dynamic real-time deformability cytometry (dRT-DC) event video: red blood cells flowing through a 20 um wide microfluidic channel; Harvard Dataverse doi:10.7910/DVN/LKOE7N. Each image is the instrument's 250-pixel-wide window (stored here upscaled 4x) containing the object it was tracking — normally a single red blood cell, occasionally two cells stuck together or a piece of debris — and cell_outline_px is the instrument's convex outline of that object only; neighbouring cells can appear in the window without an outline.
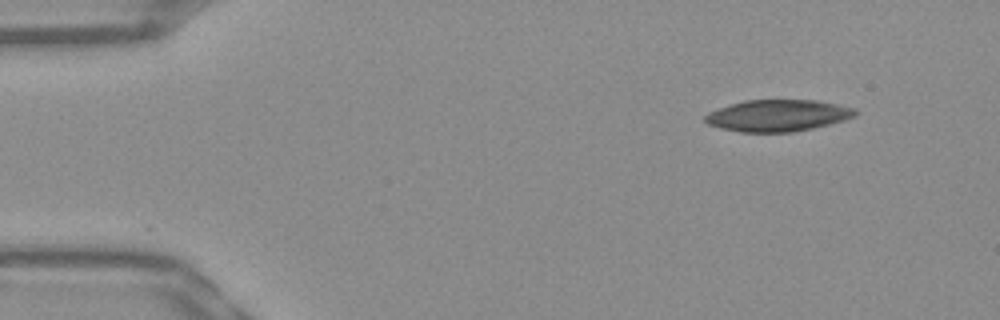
{"species": "Egyptian fruit bat (a non-hibernating species)", "species_latin": "Rousettus aegyptiacus", "temperature_condition": "warm", "stored_images_in_passage": 28, "camera_frame_rate_fps": 3000, "um_per_image_px": 0.085, "frame": {"image": 1, "passage_image": 1, "time_ms": 0.0, "image_size_px": [1000, 320], "cell_outline_px": [[860, 112], [856, 116], [844, 120], [812, 128], [792, 132], [740, 132], [720, 128], [708, 124], [704, 120], [704, 116], [708, 112], [744, 100], [816, 100], [856, 108]], "centroid_in_image_um": [66.13, 9.82], "position_along_channel_um": 18.9, "area_um2": 27.69}}
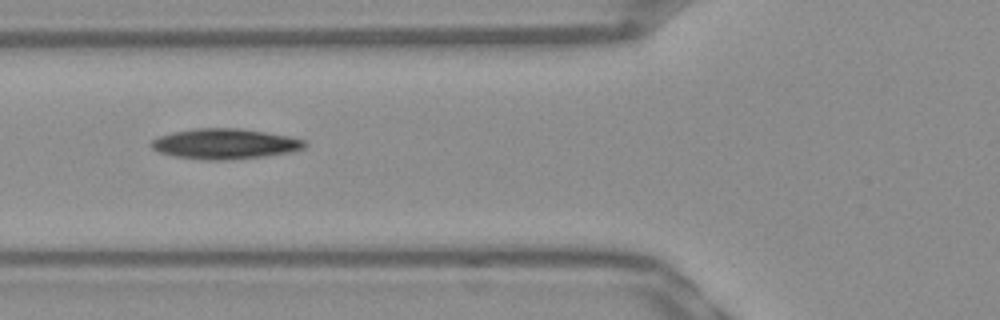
{"frame": {"image": 2, "passage_image": 15, "time_ms": 4.667, "image_size_px": [1000, 320], "cell_outline_px": [[308, 144], [304, 148], [292, 152], [264, 156], [228, 160], [204, 160], [176, 156], [160, 152], [152, 148], [148, 144], [152, 140], [160, 136], [172, 132], [196, 128], [240, 128], [288, 136], [304, 140]], "centroid_in_image_um": [19.12, 12.23], "position_along_channel_um": 106.7, "area_um2": 27.11}}
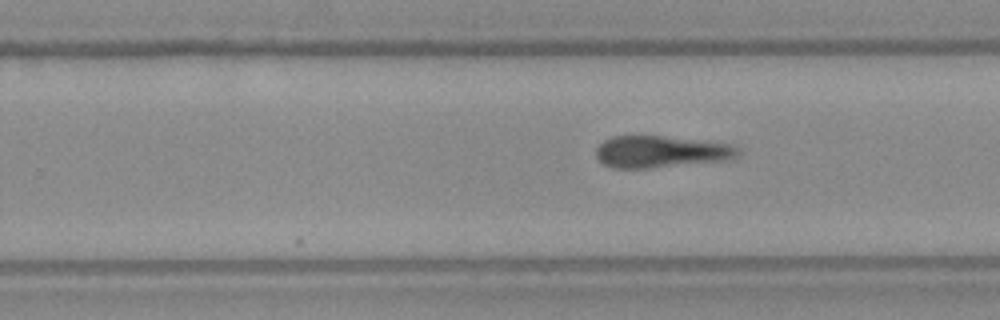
{"frame": {"image": 3, "passage_image": 28, "time_ms": 9.0, "image_size_px": [1000, 320], "cell_outline_px": [[740, 156], [732, 160], [648, 168], [612, 168], [604, 164], [596, 156], [596, 148], [604, 140], [612, 136], [660, 136], [736, 144], [740, 148]], "centroid_in_image_um": [56.26, 12.9], "position_along_channel_um": 273.5, "area_um2": 26.65}}